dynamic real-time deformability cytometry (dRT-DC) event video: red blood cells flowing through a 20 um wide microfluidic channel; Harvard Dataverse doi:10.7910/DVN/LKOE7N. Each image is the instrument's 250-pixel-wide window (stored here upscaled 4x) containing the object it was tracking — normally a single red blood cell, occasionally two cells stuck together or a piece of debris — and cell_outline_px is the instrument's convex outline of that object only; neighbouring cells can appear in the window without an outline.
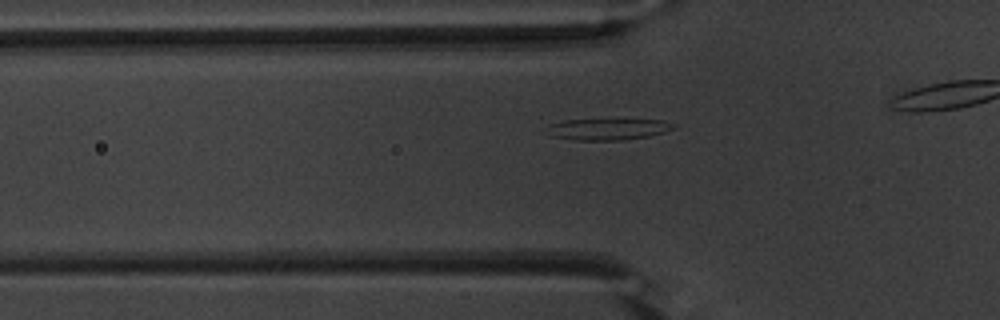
{"species": "common noctule bat (a hibernating species)", "species_latin": "Nyctalus noctula", "temperature_condition": "warm", "stored_images_in_passage": 17, "camera_frame_rate_fps": 3000, "um_per_image_px": 0.085, "animal": {"sex": "male", "body_mass_g": 20.1, "forearm_length_mm": 53.5}, "frame": {"image": 1, "passage_image": 8, "time_ms": 2.333, "image_size_px": [1000, 320], "cell_outline_px": [[676, 128], [664, 132], [648, 136], [624, 140], [576, 140], [552, 136], [548, 124], [564, 120], [664, 120], [676, 124]], "centroid_in_image_um": [51.73, 10.98], "position_along_channel_um": 74.1, "area_um2": 15.55}}
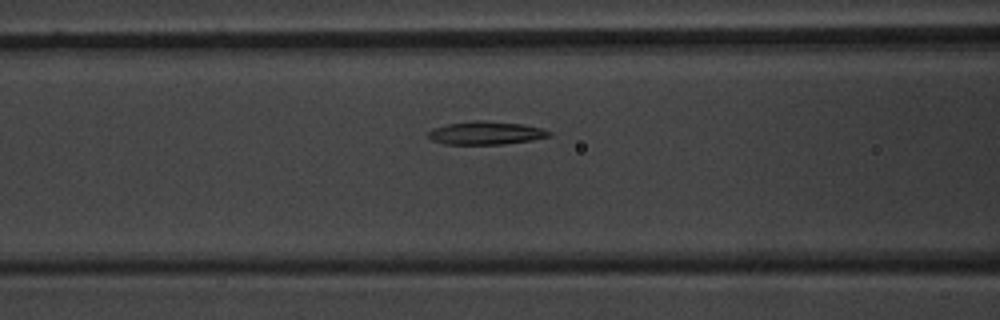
{"frame": {"image": 2, "passage_image": 12, "time_ms": 3.667, "image_size_px": [1000, 320], "cell_outline_px": [[552, 132], [548, 136], [532, 140], [504, 144], [444, 144], [432, 140], [428, 136], [428, 132], [432, 128], [448, 124], [476, 120], [484, 120], [524, 124], [540, 128]], "centroid_in_image_um": [41.28, 11.3], "position_along_channel_um": 125.3, "area_um2": 16.24}}
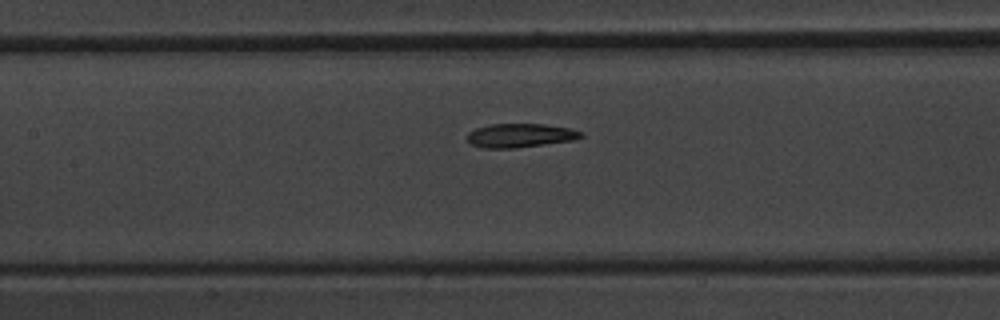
{"frame": {"image": 3, "passage_image": 15, "time_ms": 4.667, "image_size_px": [1000, 320], "cell_outline_px": [[584, 136], [572, 140], [544, 144], [512, 148], [484, 148], [472, 144], [468, 140], [468, 132], [476, 128], [488, 124], [544, 124], [572, 128], [584, 132]], "centroid_in_image_um": [44.24, 11.5], "position_along_channel_um": 163.2, "area_um2": 15.78}}